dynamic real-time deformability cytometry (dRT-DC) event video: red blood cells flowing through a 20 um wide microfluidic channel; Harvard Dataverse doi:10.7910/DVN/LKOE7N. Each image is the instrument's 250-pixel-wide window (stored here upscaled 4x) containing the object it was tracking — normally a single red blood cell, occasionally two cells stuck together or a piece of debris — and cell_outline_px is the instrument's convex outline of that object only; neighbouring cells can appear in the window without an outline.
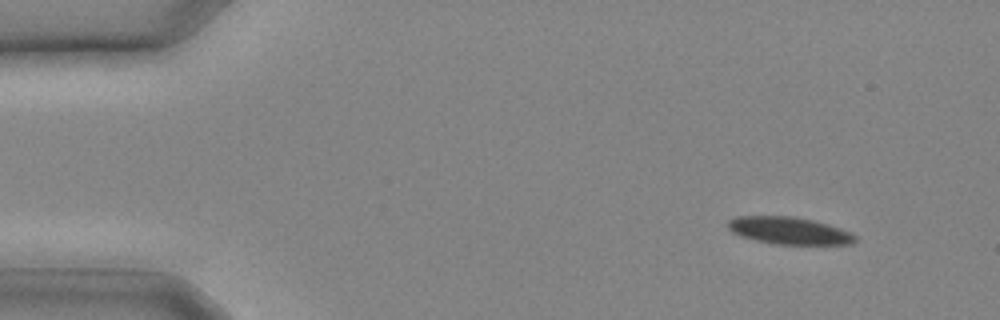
{"species": "common noctule bat (a hibernating species)", "species_latin": "Nyctalus noctula", "temperature_condition": "cold", "stored_images_in_passage": 8, "camera_frame_rate_fps": 3000, "um_per_image_px": 0.085, "animal": {"sex": "male", "body_mass_g": 20.4}, "frame": {"image": 1, "passage_image": 1, "time_ms": 0.0, "image_size_px": [1000, 320], "cell_outline_px": [[856, 240], [852, 244], [772, 244], [740, 236], [732, 232], [728, 228], [728, 220], [736, 216], [792, 216], [812, 220], [828, 224], [852, 232], [856, 236]], "centroid_in_image_um": [67.07, 19.6], "position_along_channel_um": 17.9, "area_um2": 20.23}}